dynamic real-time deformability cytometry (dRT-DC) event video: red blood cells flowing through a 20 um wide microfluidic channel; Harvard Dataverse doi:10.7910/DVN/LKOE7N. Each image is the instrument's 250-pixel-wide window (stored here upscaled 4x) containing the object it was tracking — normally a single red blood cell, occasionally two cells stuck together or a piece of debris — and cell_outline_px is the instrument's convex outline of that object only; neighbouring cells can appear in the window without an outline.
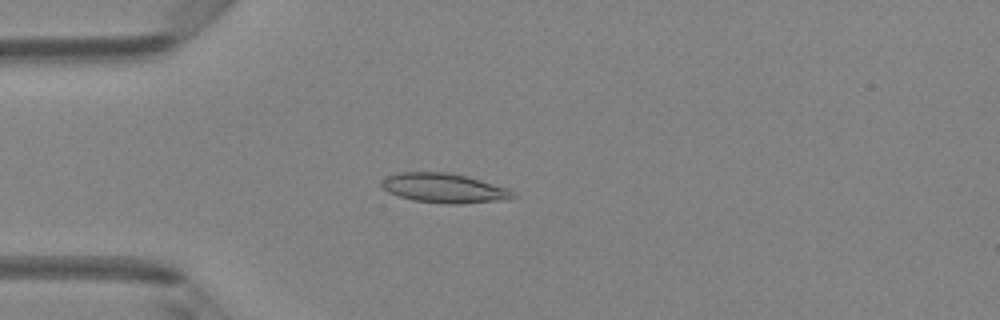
{"species": "Egyptian fruit bat (a non-hibernating species)", "species_latin": "Rousettus aegyptiacus", "temperature_condition": "room temperature", "stored_images_in_passage": 43, "camera_frame_rate_fps": 3000, "um_per_image_px": 0.085, "animal": {"sex": "female"}, "frame": {"image": 1, "passage_image": 8, "time_ms": 2.333, "image_size_px": [1000, 320], "cell_outline_px": [[516, 196], [512, 200], [460, 204], [444, 204], [412, 200], [388, 192], [380, 184], [388, 176], [396, 172], [448, 172], [468, 176], [508, 188]], "centroid_in_image_um": [37.8, 16.0], "position_along_channel_um": 47.2, "area_um2": 22.83}}
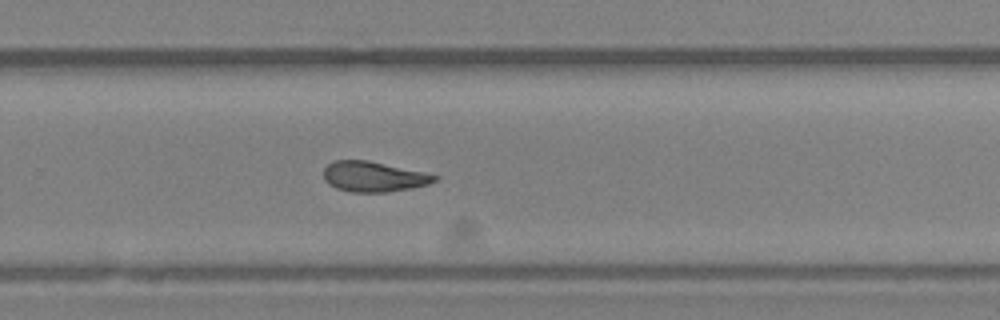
{"frame": {"image": 2, "passage_image": 27, "time_ms": 8.667, "image_size_px": [1000, 320], "cell_outline_px": [[440, 176], [436, 180], [428, 184], [388, 192], [348, 192], [336, 188], [328, 184], [324, 180], [324, 168], [332, 160], [368, 160], [424, 172]], "centroid_in_image_um": [31.72, 15.01], "position_along_channel_um": 298.1, "area_um2": 19.59}}
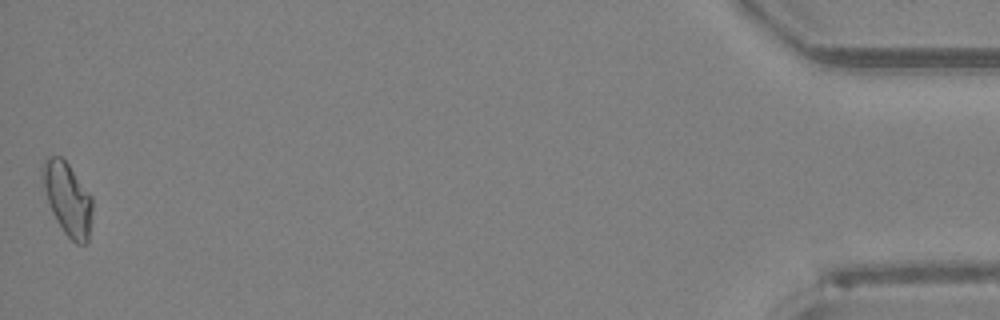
{"frame": {"image": 3, "passage_image": 43, "time_ms": 14.0, "image_size_px": [1000, 320], "cell_outline_px": [[92, 212], [88, 240], [84, 244], [76, 244], [64, 232], [56, 220], [52, 212], [44, 188], [40, 168], [44, 160], [48, 156], [60, 156], [68, 164], [92, 196]], "centroid_in_image_um": [5.74, 16.88], "position_along_channel_um": 429.5, "area_um2": 20.98}, "authors_computed_cell_mechanics": {"area_um2": 19.8832, "velocity_mm_per_s": 4.2197, "shape_relaxation_time_tau1_ms": null, "shape_relaxation_time_tau2_ms": 3.2202, "deformation_change_tau1": null, "deformation_change_tau2": 0.0866}}